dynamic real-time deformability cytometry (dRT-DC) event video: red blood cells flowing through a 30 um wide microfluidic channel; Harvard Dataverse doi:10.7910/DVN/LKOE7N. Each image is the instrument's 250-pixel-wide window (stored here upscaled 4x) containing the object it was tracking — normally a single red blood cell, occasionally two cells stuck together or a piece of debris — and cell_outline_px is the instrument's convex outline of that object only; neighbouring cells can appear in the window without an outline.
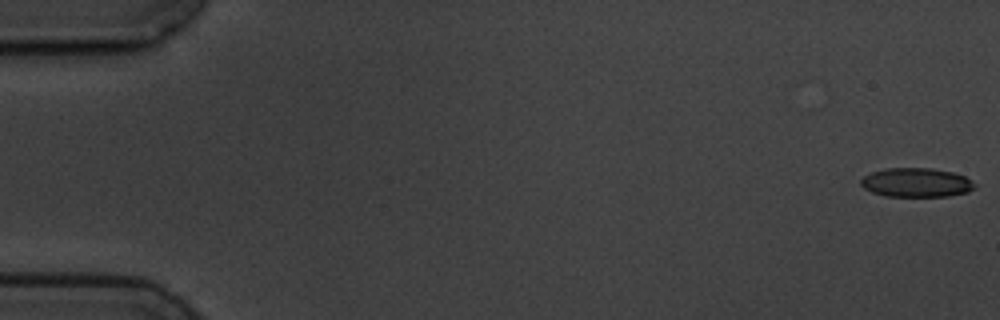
{"species": "common noctule bat (a hibernating species)", "species_latin": "Nyctalus noctula", "temperature_condition": "cold", "stored_images_in_passage": 8, "camera_frame_rate_fps": 3000, "um_per_image_px": 0.085, "animal": {"sex": "male", "body_mass_g": 19.5, "forearm_length_mm": 54.6}, "frame": {"image": 1, "passage_image": 1, "time_ms": 0.0, "image_size_px": [1000, 320], "cell_outline_px": [[976, 188], [968, 192], [948, 196], [884, 196], [872, 192], [864, 188], [860, 184], [860, 180], [864, 176], [872, 172], [888, 168], [932, 168], [952, 172], [964, 176], [972, 180], [976, 184]], "centroid_in_image_um": [77.91, 15.52], "position_along_channel_um": 7.1, "area_um2": 19.36}}
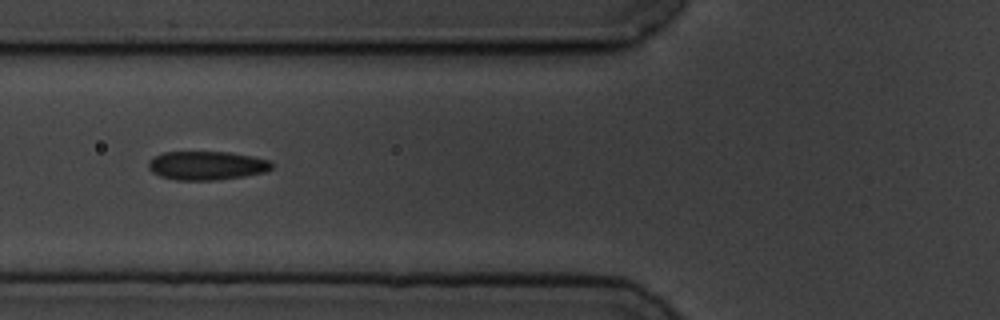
{"frame": {"image": 2, "passage_image": 7, "time_ms": 7.0, "image_size_px": [1000, 320], "cell_outline_px": [[272, 168], [264, 172], [244, 176], [216, 180], [176, 180], [160, 176], [152, 172], [148, 168], [148, 160], [152, 156], [164, 152], [228, 152], [252, 156], [268, 160], [272, 164]], "centroid_in_image_um": [17.52, 14.07], "position_along_channel_um": 108.3, "area_um2": 20.69}}
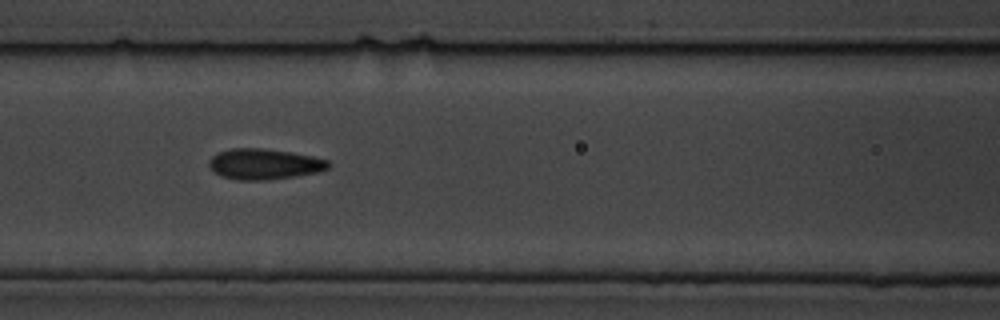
{"frame": {"image": 3, "passage_image": 8, "time_ms": 8.0, "image_size_px": [1000, 320], "cell_outline_px": [[328, 168], [316, 172], [296, 176], [264, 180], [236, 180], [220, 176], [212, 172], [208, 164], [208, 160], [212, 156], [220, 152], [232, 148], [260, 148], [288, 152], [312, 156], [328, 160]], "centroid_in_image_um": [22.39, 13.95], "position_along_channel_um": 144.2, "area_um2": 21.21}}